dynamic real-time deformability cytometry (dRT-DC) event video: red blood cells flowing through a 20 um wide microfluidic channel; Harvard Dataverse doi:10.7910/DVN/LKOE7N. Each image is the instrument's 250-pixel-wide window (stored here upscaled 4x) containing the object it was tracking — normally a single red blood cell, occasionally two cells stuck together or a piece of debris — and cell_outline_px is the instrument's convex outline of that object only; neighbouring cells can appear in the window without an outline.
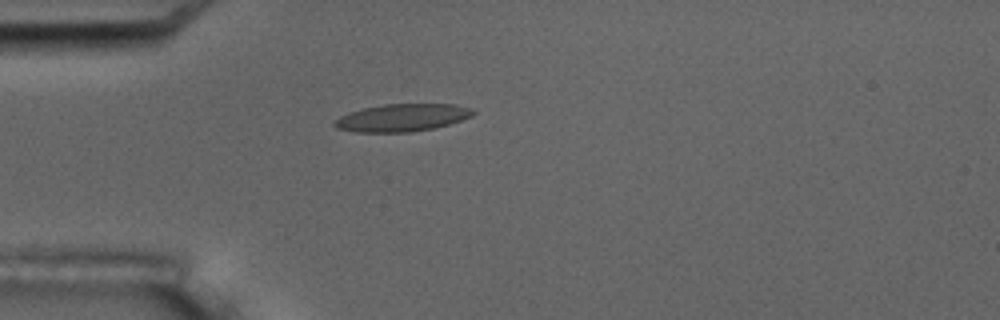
{"species": "common noctule bat (a hibernating species)", "species_latin": "Nyctalus noctula", "temperature_condition": "room temperature", "stored_images_in_passage": 2, "camera_frame_rate_fps": 3000, "um_per_image_px": 0.085, "animal": {"sex": "male", "body_mass_g": 17.5, "forearm_length_mm": 52.3}, "frame": {"image": 1, "passage_image": 1, "time_ms": 0.0, "image_size_px": [1000, 320], "cell_outline_px": [[476, 112], [472, 116], [448, 124], [432, 128], [412, 132], [352, 132], [336, 128], [332, 124], [332, 120], [340, 116], [364, 108], [384, 104], [456, 104], [472, 108]], "centroid_in_image_um": [34.16, 10.0], "position_along_channel_um": 50.8, "area_um2": 22.25}}